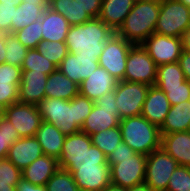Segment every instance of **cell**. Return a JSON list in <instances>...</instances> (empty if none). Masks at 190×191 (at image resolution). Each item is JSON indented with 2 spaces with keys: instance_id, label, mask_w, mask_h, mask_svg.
<instances>
[{
  "instance_id": "obj_14",
  "label": "cell",
  "mask_w": 190,
  "mask_h": 191,
  "mask_svg": "<svg viewBox=\"0 0 190 191\" xmlns=\"http://www.w3.org/2000/svg\"><path fill=\"white\" fill-rule=\"evenodd\" d=\"M5 118L13 124L21 138L35 136L43 122L37 106L20 102L6 107Z\"/></svg>"
},
{
  "instance_id": "obj_37",
  "label": "cell",
  "mask_w": 190,
  "mask_h": 191,
  "mask_svg": "<svg viewBox=\"0 0 190 191\" xmlns=\"http://www.w3.org/2000/svg\"><path fill=\"white\" fill-rule=\"evenodd\" d=\"M19 138L18 131L5 117L0 120V159L7 158L10 146Z\"/></svg>"
},
{
  "instance_id": "obj_25",
  "label": "cell",
  "mask_w": 190,
  "mask_h": 191,
  "mask_svg": "<svg viewBox=\"0 0 190 191\" xmlns=\"http://www.w3.org/2000/svg\"><path fill=\"white\" fill-rule=\"evenodd\" d=\"M58 169L56 158L43 155L22 170V177L34 185H46Z\"/></svg>"
},
{
  "instance_id": "obj_43",
  "label": "cell",
  "mask_w": 190,
  "mask_h": 191,
  "mask_svg": "<svg viewBox=\"0 0 190 191\" xmlns=\"http://www.w3.org/2000/svg\"><path fill=\"white\" fill-rule=\"evenodd\" d=\"M20 84H0V103L8 107L18 102Z\"/></svg>"
},
{
  "instance_id": "obj_12",
  "label": "cell",
  "mask_w": 190,
  "mask_h": 191,
  "mask_svg": "<svg viewBox=\"0 0 190 191\" xmlns=\"http://www.w3.org/2000/svg\"><path fill=\"white\" fill-rule=\"evenodd\" d=\"M133 44L114 33L106 42L98 59L100 67L106 69L117 81H124L126 61Z\"/></svg>"
},
{
  "instance_id": "obj_15",
  "label": "cell",
  "mask_w": 190,
  "mask_h": 191,
  "mask_svg": "<svg viewBox=\"0 0 190 191\" xmlns=\"http://www.w3.org/2000/svg\"><path fill=\"white\" fill-rule=\"evenodd\" d=\"M80 191H102L111 183L110 167H68Z\"/></svg>"
},
{
  "instance_id": "obj_38",
  "label": "cell",
  "mask_w": 190,
  "mask_h": 191,
  "mask_svg": "<svg viewBox=\"0 0 190 191\" xmlns=\"http://www.w3.org/2000/svg\"><path fill=\"white\" fill-rule=\"evenodd\" d=\"M167 191H190V167L179 165L174 170Z\"/></svg>"
},
{
  "instance_id": "obj_29",
  "label": "cell",
  "mask_w": 190,
  "mask_h": 191,
  "mask_svg": "<svg viewBox=\"0 0 190 191\" xmlns=\"http://www.w3.org/2000/svg\"><path fill=\"white\" fill-rule=\"evenodd\" d=\"M48 6H38L37 3L22 2L15 10L14 20L11 21V33L16 32L34 21L42 18Z\"/></svg>"
},
{
  "instance_id": "obj_53",
  "label": "cell",
  "mask_w": 190,
  "mask_h": 191,
  "mask_svg": "<svg viewBox=\"0 0 190 191\" xmlns=\"http://www.w3.org/2000/svg\"><path fill=\"white\" fill-rule=\"evenodd\" d=\"M16 186H10L9 184H0V191H15Z\"/></svg>"
},
{
  "instance_id": "obj_54",
  "label": "cell",
  "mask_w": 190,
  "mask_h": 191,
  "mask_svg": "<svg viewBox=\"0 0 190 191\" xmlns=\"http://www.w3.org/2000/svg\"><path fill=\"white\" fill-rule=\"evenodd\" d=\"M6 106L0 103V120L5 117Z\"/></svg>"
},
{
  "instance_id": "obj_46",
  "label": "cell",
  "mask_w": 190,
  "mask_h": 191,
  "mask_svg": "<svg viewBox=\"0 0 190 191\" xmlns=\"http://www.w3.org/2000/svg\"><path fill=\"white\" fill-rule=\"evenodd\" d=\"M15 191H46L45 185H34L23 177L17 183Z\"/></svg>"
},
{
  "instance_id": "obj_27",
  "label": "cell",
  "mask_w": 190,
  "mask_h": 191,
  "mask_svg": "<svg viewBox=\"0 0 190 191\" xmlns=\"http://www.w3.org/2000/svg\"><path fill=\"white\" fill-rule=\"evenodd\" d=\"M190 131V103L180 102L172 105L160 126L161 134Z\"/></svg>"
},
{
  "instance_id": "obj_52",
  "label": "cell",
  "mask_w": 190,
  "mask_h": 191,
  "mask_svg": "<svg viewBox=\"0 0 190 191\" xmlns=\"http://www.w3.org/2000/svg\"><path fill=\"white\" fill-rule=\"evenodd\" d=\"M49 0H22V2L37 3L38 6H48Z\"/></svg>"
},
{
  "instance_id": "obj_6",
  "label": "cell",
  "mask_w": 190,
  "mask_h": 191,
  "mask_svg": "<svg viewBox=\"0 0 190 191\" xmlns=\"http://www.w3.org/2000/svg\"><path fill=\"white\" fill-rule=\"evenodd\" d=\"M119 128L122 141L136 153L149 155L161 148L160 127L150 123L142 115L121 119Z\"/></svg>"
},
{
  "instance_id": "obj_35",
  "label": "cell",
  "mask_w": 190,
  "mask_h": 191,
  "mask_svg": "<svg viewBox=\"0 0 190 191\" xmlns=\"http://www.w3.org/2000/svg\"><path fill=\"white\" fill-rule=\"evenodd\" d=\"M45 187L46 191H80L72 173L61 168L47 181Z\"/></svg>"
},
{
  "instance_id": "obj_22",
  "label": "cell",
  "mask_w": 190,
  "mask_h": 191,
  "mask_svg": "<svg viewBox=\"0 0 190 191\" xmlns=\"http://www.w3.org/2000/svg\"><path fill=\"white\" fill-rule=\"evenodd\" d=\"M135 0H102L98 18L114 32L123 24Z\"/></svg>"
},
{
  "instance_id": "obj_2",
  "label": "cell",
  "mask_w": 190,
  "mask_h": 191,
  "mask_svg": "<svg viewBox=\"0 0 190 191\" xmlns=\"http://www.w3.org/2000/svg\"><path fill=\"white\" fill-rule=\"evenodd\" d=\"M114 33L100 18H92L81 25L70 26L65 43L70 53L99 59L105 42Z\"/></svg>"
},
{
  "instance_id": "obj_21",
  "label": "cell",
  "mask_w": 190,
  "mask_h": 191,
  "mask_svg": "<svg viewBox=\"0 0 190 191\" xmlns=\"http://www.w3.org/2000/svg\"><path fill=\"white\" fill-rule=\"evenodd\" d=\"M161 147L179 165L190 167V131L161 134Z\"/></svg>"
},
{
  "instance_id": "obj_24",
  "label": "cell",
  "mask_w": 190,
  "mask_h": 191,
  "mask_svg": "<svg viewBox=\"0 0 190 191\" xmlns=\"http://www.w3.org/2000/svg\"><path fill=\"white\" fill-rule=\"evenodd\" d=\"M35 137L40 143L44 155L54 157L57 160L60 158L66 135L59 128L43 121Z\"/></svg>"
},
{
  "instance_id": "obj_13",
  "label": "cell",
  "mask_w": 190,
  "mask_h": 191,
  "mask_svg": "<svg viewBox=\"0 0 190 191\" xmlns=\"http://www.w3.org/2000/svg\"><path fill=\"white\" fill-rule=\"evenodd\" d=\"M157 66L178 62L183 51L182 38L153 33L142 44Z\"/></svg>"
},
{
  "instance_id": "obj_42",
  "label": "cell",
  "mask_w": 190,
  "mask_h": 191,
  "mask_svg": "<svg viewBox=\"0 0 190 191\" xmlns=\"http://www.w3.org/2000/svg\"><path fill=\"white\" fill-rule=\"evenodd\" d=\"M17 6L0 3V33H11V21L14 20Z\"/></svg>"
},
{
  "instance_id": "obj_23",
  "label": "cell",
  "mask_w": 190,
  "mask_h": 191,
  "mask_svg": "<svg viewBox=\"0 0 190 191\" xmlns=\"http://www.w3.org/2000/svg\"><path fill=\"white\" fill-rule=\"evenodd\" d=\"M69 28L70 24L63 15L49 7L45 9L41 18L43 40L65 42Z\"/></svg>"
},
{
  "instance_id": "obj_34",
  "label": "cell",
  "mask_w": 190,
  "mask_h": 191,
  "mask_svg": "<svg viewBox=\"0 0 190 191\" xmlns=\"http://www.w3.org/2000/svg\"><path fill=\"white\" fill-rule=\"evenodd\" d=\"M36 49L41 55H43L47 60L53 62L57 67L68 54L66 43L60 41L51 42L41 40Z\"/></svg>"
},
{
  "instance_id": "obj_33",
  "label": "cell",
  "mask_w": 190,
  "mask_h": 191,
  "mask_svg": "<svg viewBox=\"0 0 190 191\" xmlns=\"http://www.w3.org/2000/svg\"><path fill=\"white\" fill-rule=\"evenodd\" d=\"M6 56L5 63L13 66L22 67L23 60L28 52L26 48L16 37L14 33H5Z\"/></svg>"
},
{
  "instance_id": "obj_19",
  "label": "cell",
  "mask_w": 190,
  "mask_h": 191,
  "mask_svg": "<svg viewBox=\"0 0 190 191\" xmlns=\"http://www.w3.org/2000/svg\"><path fill=\"white\" fill-rule=\"evenodd\" d=\"M170 107V102L164 91L156 85H152L148 89L141 115L150 123L160 127L163 124Z\"/></svg>"
},
{
  "instance_id": "obj_44",
  "label": "cell",
  "mask_w": 190,
  "mask_h": 191,
  "mask_svg": "<svg viewBox=\"0 0 190 191\" xmlns=\"http://www.w3.org/2000/svg\"><path fill=\"white\" fill-rule=\"evenodd\" d=\"M77 4L85 10L91 18H98L102 0H75Z\"/></svg>"
},
{
  "instance_id": "obj_17",
  "label": "cell",
  "mask_w": 190,
  "mask_h": 191,
  "mask_svg": "<svg viewBox=\"0 0 190 191\" xmlns=\"http://www.w3.org/2000/svg\"><path fill=\"white\" fill-rule=\"evenodd\" d=\"M98 66V58L96 57L79 56L76 53L68 52L57 68L71 81L80 85Z\"/></svg>"
},
{
  "instance_id": "obj_11",
  "label": "cell",
  "mask_w": 190,
  "mask_h": 191,
  "mask_svg": "<svg viewBox=\"0 0 190 191\" xmlns=\"http://www.w3.org/2000/svg\"><path fill=\"white\" fill-rule=\"evenodd\" d=\"M149 87L143 83L118 81L115 99L121 119L141 115Z\"/></svg>"
},
{
  "instance_id": "obj_49",
  "label": "cell",
  "mask_w": 190,
  "mask_h": 191,
  "mask_svg": "<svg viewBox=\"0 0 190 191\" xmlns=\"http://www.w3.org/2000/svg\"><path fill=\"white\" fill-rule=\"evenodd\" d=\"M126 191H152L148 185L144 182L139 185H135L129 188H126Z\"/></svg>"
},
{
  "instance_id": "obj_28",
  "label": "cell",
  "mask_w": 190,
  "mask_h": 191,
  "mask_svg": "<svg viewBox=\"0 0 190 191\" xmlns=\"http://www.w3.org/2000/svg\"><path fill=\"white\" fill-rule=\"evenodd\" d=\"M48 7L63 15L70 26L81 25L92 19L75 0H49Z\"/></svg>"
},
{
  "instance_id": "obj_26",
  "label": "cell",
  "mask_w": 190,
  "mask_h": 191,
  "mask_svg": "<svg viewBox=\"0 0 190 191\" xmlns=\"http://www.w3.org/2000/svg\"><path fill=\"white\" fill-rule=\"evenodd\" d=\"M79 94V85L71 81L57 68L48 75L45 97L71 100Z\"/></svg>"
},
{
  "instance_id": "obj_31",
  "label": "cell",
  "mask_w": 190,
  "mask_h": 191,
  "mask_svg": "<svg viewBox=\"0 0 190 191\" xmlns=\"http://www.w3.org/2000/svg\"><path fill=\"white\" fill-rule=\"evenodd\" d=\"M186 81L179 62L157 66L156 86H174Z\"/></svg>"
},
{
  "instance_id": "obj_36",
  "label": "cell",
  "mask_w": 190,
  "mask_h": 191,
  "mask_svg": "<svg viewBox=\"0 0 190 191\" xmlns=\"http://www.w3.org/2000/svg\"><path fill=\"white\" fill-rule=\"evenodd\" d=\"M18 40L28 49H36L37 45L43 40L41 19L34 21L30 25L14 32Z\"/></svg>"
},
{
  "instance_id": "obj_7",
  "label": "cell",
  "mask_w": 190,
  "mask_h": 191,
  "mask_svg": "<svg viewBox=\"0 0 190 191\" xmlns=\"http://www.w3.org/2000/svg\"><path fill=\"white\" fill-rule=\"evenodd\" d=\"M120 121L121 118L116 107L115 89H113L94 101L91 113L86 117L81 131L92 135L117 127Z\"/></svg>"
},
{
  "instance_id": "obj_41",
  "label": "cell",
  "mask_w": 190,
  "mask_h": 191,
  "mask_svg": "<svg viewBox=\"0 0 190 191\" xmlns=\"http://www.w3.org/2000/svg\"><path fill=\"white\" fill-rule=\"evenodd\" d=\"M22 68L9 63L0 64V84H20Z\"/></svg>"
},
{
  "instance_id": "obj_39",
  "label": "cell",
  "mask_w": 190,
  "mask_h": 191,
  "mask_svg": "<svg viewBox=\"0 0 190 191\" xmlns=\"http://www.w3.org/2000/svg\"><path fill=\"white\" fill-rule=\"evenodd\" d=\"M157 87L164 91L171 106L190 99V81L188 80L179 85Z\"/></svg>"
},
{
  "instance_id": "obj_20",
  "label": "cell",
  "mask_w": 190,
  "mask_h": 191,
  "mask_svg": "<svg viewBox=\"0 0 190 191\" xmlns=\"http://www.w3.org/2000/svg\"><path fill=\"white\" fill-rule=\"evenodd\" d=\"M115 79L106 69L98 66L94 72L79 85V94L93 102L117 86Z\"/></svg>"
},
{
  "instance_id": "obj_5",
  "label": "cell",
  "mask_w": 190,
  "mask_h": 191,
  "mask_svg": "<svg viewBox=\"0 0 190 191\" xmlns=\"http://www.w3.org/2000/svg\"><path fill=\"white\" fill-rule=\"evenodd\" d=\"M58 166L68 167H109L107 156L92 144L91 137L82 131L66 135Z\"/></svg>"
},
{
  "instance_id": "obj_45",
  "label": "cell",
  "mask_w": 190,
  "mask_h": 191,
  "mask_svg": "<svg viewBox=\"0 0 190 191\" xmlns=\"http://www.w3.org/2000/svg\"><path fill=\"white\" fill-rule=\"evenodd\" d=\"M178 62L184 73L185 79L190 81V51L183 49Z\"/></svg>"
},
{
  "instance_id": "obj_18",
  "label": "cell",
  "mask_w": 190,
  "mask_h": 191,
  "mask_svg": "<svg viewBox=\"0 0 190 191\" xmlns=\"http://www.w3.org/2000/svg\"><path fill=\"white\" fill-rule=\"evenodd\" d=\"M43 155L42 147L35 136L22 137L10 146L7 159L22 171Z\"/></svg>"
},
{
  "instance_id": "obj_48",
  "label": "cell",
  "mask_w": 190,
  "mask_h": 191,
  "mask_svg": "<svg viewBox=\"0 0 190 191\" xmlns=\"http://www.w3.org/2000/svg\"><path fill=\"white\" fill-rule=\"evenodd\" d=\"M181 38L183 49L190 51V26L185 30Z\"/></svg>"
},
{
  "instance_id": "obj_4",
  "label": "cell",
  "mask_w": 190,
  "mask_h": 191,
  "mask_svg": "<svg viewBox=\"0 0 190 191\" xmlns=\"http://www.w3.org/2000/svg\"><path fill=\"white\" fill-rule=\"evenodd\" d=\"M161 1L135 0L123 24L115 32L133 45L142 44L155 33Z\"/></svg>"
},
{
  "instance_id": "obj_1",
  "label": "cell",
  "mask_w": 190,
  "mask_h": 191,
  "mask_svg": "<svg viewBox=\"0 0 190 191\" xmlns=\"http://www.w3.org/2000/svg\"><path fill=\"white\" fill-rule=\"evenodd\" d=\"M93 106L94 102L81 94L71 100L45 97L37 105L43 121L55 125L64 135L80 132Z\"/></svg>"
},
{
  "instance_id": "obj_10",
  "label": "cell",
  "mask_w": 190,
  "mask_h": 191,
  "mask_svg": "<svg viewBox=\"0 0 190 191\" xmlns=\"http://www.w3.org/2000/svg\"><path fill=\"white\" fill-rule=\"evenodd\" d=\"M157 65L141 44L132 45L126 61L124 81L143 83L148 86L155 84Z\"/></svg>"
},
{
  "instance_id": "obj_32",
  "label": "cell",
  "mask_w": 190,
  "mask_h": 191,
  "mask_svg": "<svg viewBox=\"0 0 190 191\" xmlns=\"http://www.w3.org/2000/svg\"><path fill=\"white\" fill-rule=\"evenodd\" d=\"M21 68L22 70H33V72H43L49 75L57 69V66L41 55L37 49H28Z\"/></svg>"
},
{
  "instance_id": "obj_9",
  "label": "cell",
  "mask_w": 190,
  "mask_h": 191,
  "mask_svg": "<svg viewBox=\"0 0 190 191\" xmlns=\"http://www.w3.org/2000/svg\"><path fill=\"white\" fill-rule=\"evenodd\" d=\"M179 166L162 147L147 155L145 183L152 191H167L170 176Z\"/></svg>"
},
{
  "instance_id": "obj_50",
  "label": "cell",
  "mask_w": 190,
  "mask_h": 191,
  "mask_svg": "<svg viewBox=\"0 0 190 191\" xmlns=\"http://www.w3.org/2000/svg\"><path fill=\"white\" fill-rule=\"evenodd\" d=\"M102 191H126V188L110 183Z\"/></svg>"
},
{
  "instance_id": "obj_55",
  "label": "cell",
  "mask_w": 190,
  "mask_h": 191,
  "mask_svg": "<svg viewBox=\"0 0 190 191\" xmlns=\"http://www.w3.org/2000/svg\"><path fill=\"white\" fill-rule=\"evenodd\" d=\"M183 4H185L188 8H190V0H179Z\"/></svg>"
},
{
  "instance_id": "obj_40",
  "label": "cell",
  "mask_w": 190,
  "mask_h": 191,
  "mask_svg": "<svg viewBox=\"0 0 190 191\" xmlns=\"http://www.w3.org/2000/svg\"><path fill=\"white\" fill-rule=\"evenodd\" d=\"M22 178V171L7 158L0 159V184L16 186Z\"/></svg>"
},
{
  "instance_id": "obj_30",
  "label": "cell",
  "mask_w": 190,
  "mask_h": 191,
  "mask_svg": "<svg viewBox=\"0 0 190 191\" xmlns=\"http://www.w3.org/2000/svg\"><path fill=\"white\" fill-rule=\"evenodd\" d=\"M92 144L97 146L107 157L122 142L119 126L90 135Z\"/></svg>"
},
{
  "instance_id": "obj_8",
  "label": "cell",
  "mask_w": 190,
  "mask_h": 191,
  "mask_svg": "<svg viewBox=\"0 0 190 191\" xmlns=\"http://www.w3.org/2000/svg\"><path fill=\"white\" fill-rule=\"evenodd\" d=\"M190 26V8L179 0H162L155 32L181 38Z\"/></svg>"
},
{
  "instance_id": "obj_51",
  "label": "cell",
  "mask_w": 190,
  "mask_h": 191,
  "mask_svg": "<svg viewBox=\"0 0 190 191\" xmlns=\"http://www.w3.org/2000/svg\"><path fill=\"white\" fill-rule=\"evenodd\" d=\"M0 3L3 5L19 6L22 3V0H0Z\"/></svg>"
},
{
  "instance_id": "obj_47",
  "label": "cell",
  "mask_w": 190,
  "mask_h": 191,
  "mask_svg": "<svg viewBox=\"0 0 190 191\" xmlns=\"http://www.w3.org/2000/svg\"><path fill=\"white\" fill-rule=\"evenodd\" d=\"M6 42H5V33H0V64L5 63L6 56Z\"/></svg>"
},
{
  "instance_id": "obj_16",
  "label": "cell",
  "mask_w": 190,
  "mask_h": 191,
  "mask_svg": "<svg viewBox=\"0 0 190 191\" xmlns=\"http://www.w3.org/2000/svg\"><path fill=\"white\" fill-rule=\"evenodd\" d=\"M48 74L22 70L18 91V102L37 106L45 98Z\"/></svg>"
},
{
  "instance_id": "obj_3",
  "label": "cell",
  "mask_w": 190,
  "mask_h": 191,
  "mask_svg": "<svg viewBox=\"0 0 190 191\" xmlns=\"http://www.w3.org/2000/svg\"><path fill=\"white\" fill-rule=\"evenodd\" d=\"M147 155L136 153L123 141L107 157L111 183L129 188L145 182Z\"/></svg>"
}]
</instances>
